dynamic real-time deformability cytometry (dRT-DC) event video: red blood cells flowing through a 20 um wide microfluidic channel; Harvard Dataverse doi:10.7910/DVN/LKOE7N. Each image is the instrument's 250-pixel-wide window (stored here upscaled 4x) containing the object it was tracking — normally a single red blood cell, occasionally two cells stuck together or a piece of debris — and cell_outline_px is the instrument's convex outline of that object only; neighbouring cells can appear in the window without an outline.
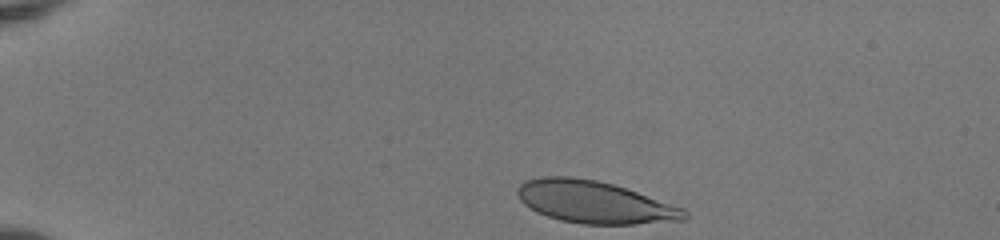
{"species": "human", "species_latin": "Homo sapiens", "temperature_condition": "room temperature", "stored_images_in_passage": 37, "camera_frame_rate_fps": 3000, "um_per_image_px": 0.085, "donor": {"sex": "female"}, "frame": {"image": 1, "passage_image": 1, "time_ms": 0.0, "image_size_px": [1000, 240], "cell_outline_px": [[692, 216], [688, 220], [632, 224], [580, 224], [560, 220], [536, 212], [524, 204], [520, 200], [516, 192], [516, 188], [524, 180], [544, 176], [572, 176], [596, 180], [612, 184], [684, 208]], "centroid_in_image_um": [50.53, 17.18], "position_along_channel_um": 34.5, "area_um2": 41.27}}
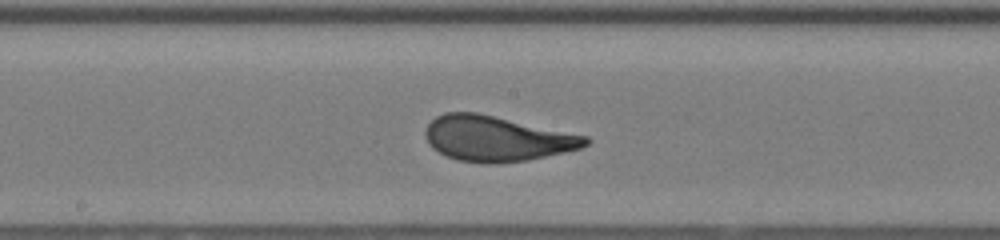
{"frame": {"image": 2, "passage_image": 20, "time_ms": 6.333, "image_size_px": [1000, 240], "cell_outline_px": [[592, 140], [588, 144], [580, 148], [564, 152], [528, 160], [496, 164], [484, 164], [456, 160], [444, 156], [432, 148], [428, 144], [424, 132], [428, 124], [436, 116], [444, 112], [476, 112], [588, 136]], "centroid_in_image_um": [42.19, 11.79], "position_along_channel_um": 206.0, "area_um2": 42.54}}
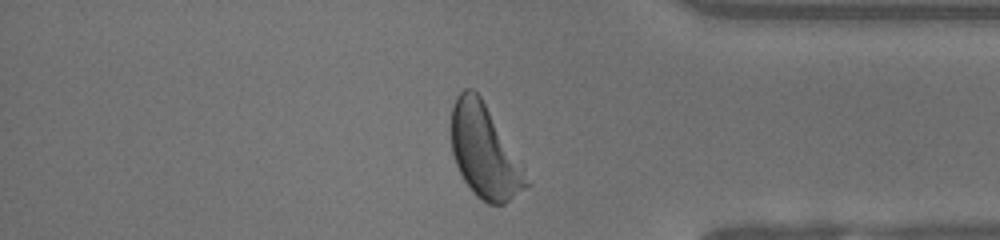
{"frame": {"image": 3, "passage_image": 35, "time_ms": 11.333, "image_size_px": [1000, 240], "cell_outline_px": [[532, 184], [504, 204], [488, 204], [480, 200], [472, 192], [464, 180], [456, 164], [452, 152], [452, 108], [456, 96], [464, 88], [472, 88], [480, 96], [524, 164]], "centroid_in_image_um": [41.23, 12.91], "position_along_channel_um": 394.0, "area_um2": 41.04}, "authors_computed_cell_mechanics": {"area_um2": 41.5582, "velocity_mm_per_s": 3.9839, "shape_relaxation_time_tau1_ms": 3.4605, "shape_relaxation_time_tau2_ms": null, "deformation_change_tau1": 0.1749, "deformation_change_tau2": null}}